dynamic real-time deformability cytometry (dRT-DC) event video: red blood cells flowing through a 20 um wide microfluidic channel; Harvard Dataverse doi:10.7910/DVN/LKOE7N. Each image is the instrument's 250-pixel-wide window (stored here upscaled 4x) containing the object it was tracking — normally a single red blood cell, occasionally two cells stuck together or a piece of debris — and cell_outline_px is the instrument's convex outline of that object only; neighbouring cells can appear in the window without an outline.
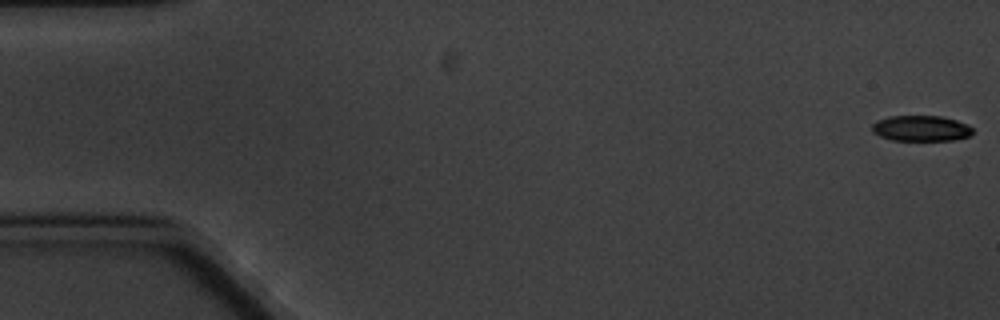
{"species": "common noctule bat (a hibernating species)", "species_latin": "Nyctalus noctula", "temperature_condition": "cold", "stored_images_in_passage": 5, "camera_frame_rate_fps": 3000, "um_per_image_px": 0.085, "animal": {"sex": "male", "body_mass_g": 20.1, "forearm_length_mm": 53.5}, "frame": {"image": 1, "passage_image": 1, "time_ms": 0.0, "image_size_px": [1000, 320], "cell_outline_px": [[972, 132], [968, 136], [952, 140], [892, 140], [880, 136], [872, 132], [872, 124], [876, 120], [888, 116], [940, 116], [956, 120], [972, 128]], "centroid_in_image_um": [78.22, 10.9], "position_along_channel_um": 6.8, "area_um2": 14.91}}